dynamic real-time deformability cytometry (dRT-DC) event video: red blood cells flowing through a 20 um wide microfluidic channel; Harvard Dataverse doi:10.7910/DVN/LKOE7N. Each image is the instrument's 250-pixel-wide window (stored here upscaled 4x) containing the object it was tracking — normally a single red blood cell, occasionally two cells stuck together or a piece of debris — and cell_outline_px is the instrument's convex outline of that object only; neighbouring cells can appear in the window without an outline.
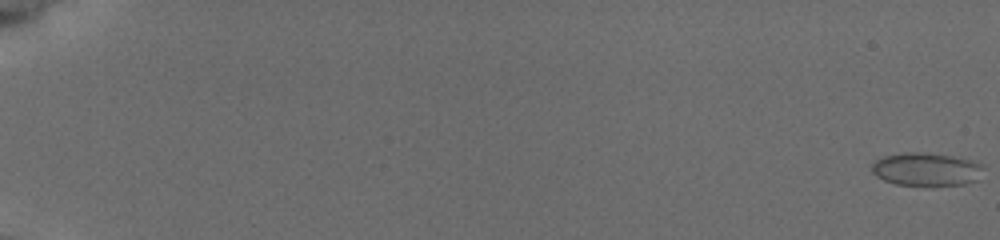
{"species": "common noctule bat (a hibernating species)", "species_latin": "Nyctalus noctula", "temperature_condition": "cold", "stored_images_in_passage": 21, "camera_frame_rate_fps": 3000, "um_per_image_px": 0.085, "animal": {"sex": "female", "body_mass_g": 19.5, "forearm_length_mm": 54.1}, "frame": {"image": 1, "passage_image": 1, "time_ms": 0.0, "image_size_px": [1000, 240], "cell_outline_px": [[984, 168], [976, 180], [964, 184], [896, 184], [884, 180], [876, 176], [872, 172], [872, 164], [876, 160], [884, 156], [904, 152], [916, 152], [952, 156], [976, 160], [984, 164]], "centroid_in_image_um": [78.76, 14.36], "position_along_channel_um": 6.2, "area_um2": 21.27}}
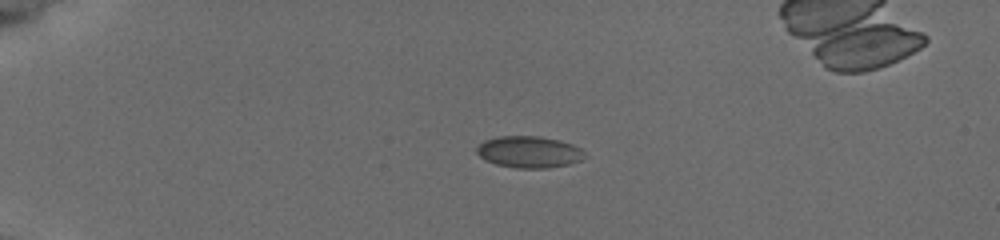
{"frame": {"image": 2, "passage_image": 13, "time_ms": 5.0, "image_size_px": [1000, 240], "cell_outline_px": [[584, 152], [580, 160], [568, 164], [548, 168], [516, 168], [496, 164], [480, 156], [476, 152], [476, 148], [484, 140], [500, 136], [540, 136], [560, 140], [572, 144], [580, 148]], "centroid_in_image_um": [44.95, 12.91], "position_along_channel_um": 40.0, "area_um2": 19.71}}
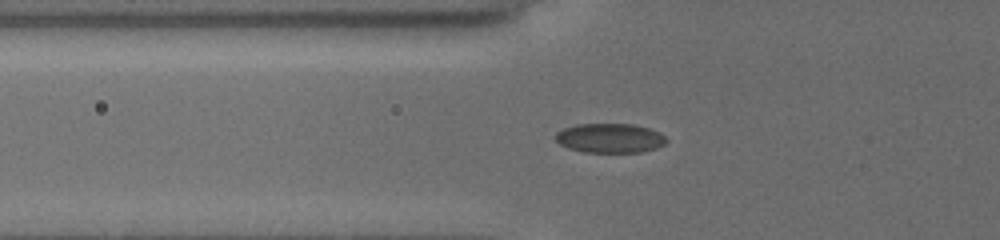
{"frame": {"image": 3, "passage_image": 19, "time_ms": 7.333, "image_size_px": [1000, 240], "cell_outline_px": [[668, 140], [664, 144], [656, 148], [640, 152], [584, 152], [568, 148], [560, 144], [556, 140], [556, 132], [564, 128], [576, 124], [632, 124], [648, 128], [660, 132]], "centroid_in_image_um": [51.84, 11.74], "position_along_channel_um": 74.0, "area_um2": 18.96}}